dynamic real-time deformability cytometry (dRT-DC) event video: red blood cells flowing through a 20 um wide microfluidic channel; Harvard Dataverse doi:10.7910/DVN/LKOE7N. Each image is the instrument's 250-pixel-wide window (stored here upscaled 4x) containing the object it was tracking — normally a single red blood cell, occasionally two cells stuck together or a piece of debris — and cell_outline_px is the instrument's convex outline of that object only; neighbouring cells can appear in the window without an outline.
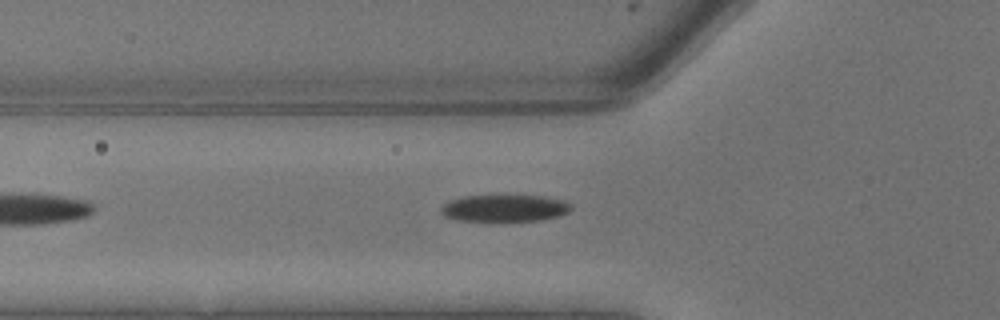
{"species": "common noctule bat (a hibernating species)", "species_latin": "Nyctalus noctula", "temperature_condition": "warm", "stored_images_in_passage": 8, "camera_frame_rate_fps": 3000, "um_per_image_px": 0.085, "animal": {"sex": "male", "body_mass_g": 13.3}, "frame": {"image": 1, "passage_image": 8, "time_ms": 2.333, "image_size_px": [1000, 320], "cell_outline_px": [[572, 208], [568, 212], [560, 216], [540, 220], [460, 220], [444, 216], [440, 212], [440, 208], [448, 200], [464, 196], [540, 196], [564, 200]], "centroid_in_image_um": [42.87, 17.68], "position_along_channel_um": 82.9, "area_um2": 20.06}}